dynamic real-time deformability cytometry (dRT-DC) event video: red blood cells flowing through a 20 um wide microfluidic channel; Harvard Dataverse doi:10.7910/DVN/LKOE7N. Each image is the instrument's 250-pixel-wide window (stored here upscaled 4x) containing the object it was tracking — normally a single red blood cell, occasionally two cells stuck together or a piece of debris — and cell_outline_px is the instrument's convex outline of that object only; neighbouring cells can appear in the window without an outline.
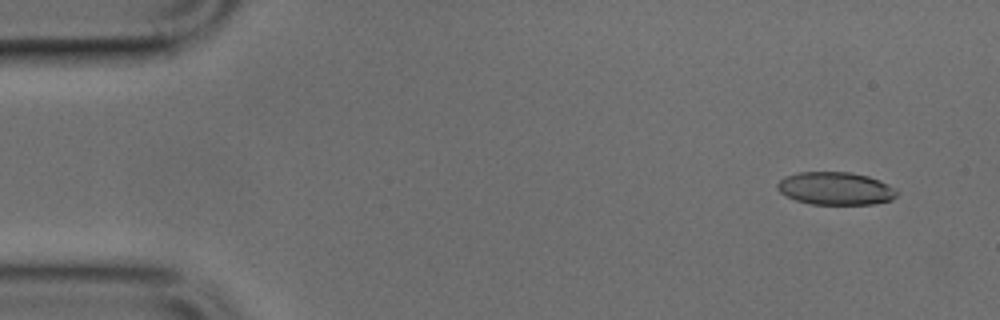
{"species": "common noctule bat (a hibernating species)", "species_latin": "Nyctalus noctula", "temperature_condition": "cold", "stored_images_in_passage": 14, "camera_frame_rate_fps": 3000, "um_per_image_px": 0.085, "animal": {"sex": "male", "body_mass_g": 17.9, "forearm_length_mm": 54.2}, "frame": {"image": 1, "passage_image": 4, "time_ms": 1.0, "image_size_px": [1000, 320], "cell_outline_px": [[900, 192], [892, 200], [872, 204], [812, 204], [796, 200], [780, 192], [776, 188], [776, 184], [784, 176], [800, 172], [852, 172], [868, 176], [880, 180], [888, 184]], "centroid_in_image_um": [71.04, 16.01], "position_along_channel_um": 14.0, "area_um2": 22.95}}